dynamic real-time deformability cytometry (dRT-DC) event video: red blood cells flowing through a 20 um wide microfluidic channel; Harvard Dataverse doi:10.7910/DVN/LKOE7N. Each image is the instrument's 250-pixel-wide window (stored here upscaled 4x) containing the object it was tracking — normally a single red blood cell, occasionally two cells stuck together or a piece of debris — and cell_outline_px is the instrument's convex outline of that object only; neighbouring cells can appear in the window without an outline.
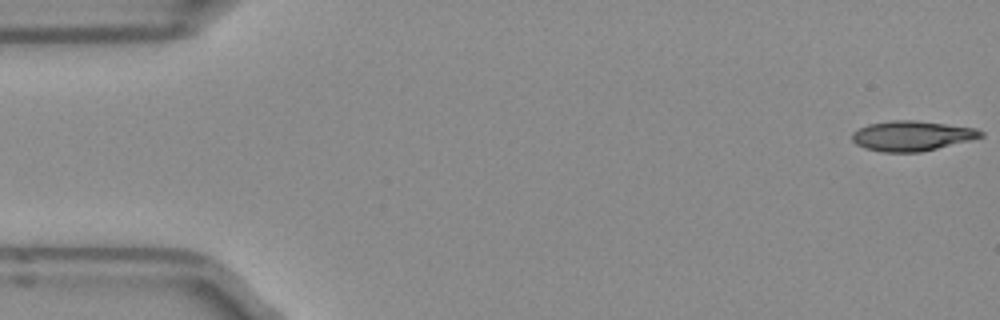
{"species": "Egyptian fruit bat (a non-hibernating species)", "species_latin": "Rousettus aegyptiacus", "temperature_condition": "room temperature", "stored_images_in_passage": 5, "camera_frame_rate_fps": 3000, "um_per_image_px": 0.085, "frame": {"image": 1, "passage_image": 1, "time_ms": 0.0, "image_size_px": [1000, 320], "cell_outline_px": [[984, 136], [972, 140], [920, 152], [884, 152], [864, 148], [856, 144], [852, 140], [852, 132], [868, 124], [892, 120], [912, 120], [976, 128], [984, 132]], "centroid_in_image_um": [77.51, 11.55], "position_along_channel_um": 7.5, "area_um2": 22.43}}
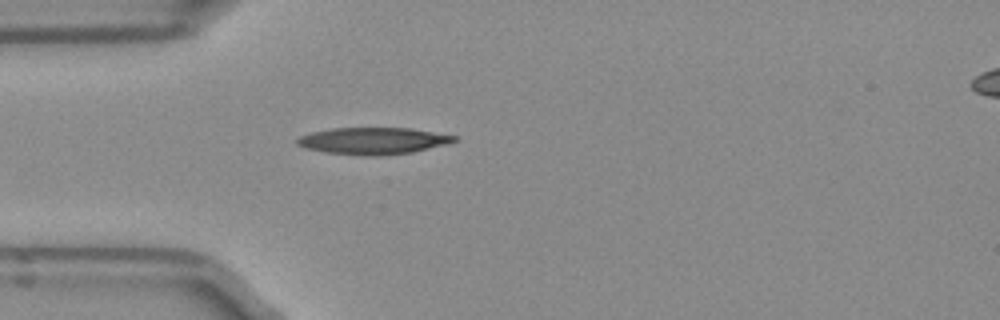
{"frame": {"image": 2, "passage_image": 5, "time_ms": 1.333, "image_size_px": [1000, 320], "cell_outline_px": [[456, 140], [448, 144], [412, 152], [376, 156], [372, 156], [324, 152], [304, 148], [296, 144], [296, 140], [300, 136], [312, 132], [332, 128], [408, 128], [456, 136]], "centroid_in_image_um": [31.67, 11.97], "position_along_channel_um": 53.3, "area_um2": 24.33}}